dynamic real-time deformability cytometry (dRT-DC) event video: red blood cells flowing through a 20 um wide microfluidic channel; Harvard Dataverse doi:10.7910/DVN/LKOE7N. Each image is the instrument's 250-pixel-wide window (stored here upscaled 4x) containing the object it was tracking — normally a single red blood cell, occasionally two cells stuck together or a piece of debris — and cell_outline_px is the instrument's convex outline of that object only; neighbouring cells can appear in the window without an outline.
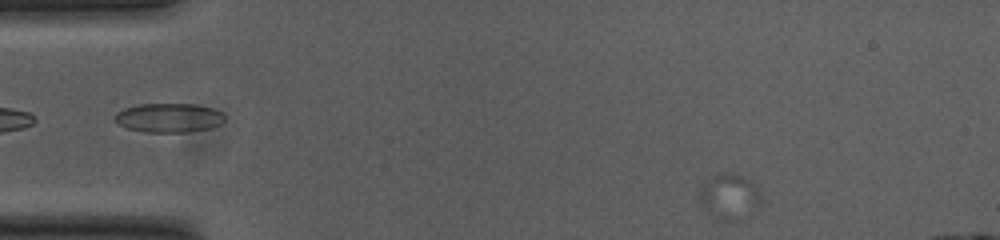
{"species": "common noctule bat (a hibernating species)", "species_latin": "Nyctalus noctula", "temperature_condition": "cold", "stored_images_in_passage": 17, "camera_frame_rate_fps": 3000, "um_per_image_px": 0.085, "animal": {"sex": "female", "body_mass_g": 23.0, "forearm_length_mm": 53.4}, "frame": {"image": 1, "passage_image": 5, "time_ms": 1.333, "image_size_px": [1000, 240], "cell_outline_px": [[764, 200], [732, 220], [720, 220], [712, 216], [700, 204], [696, 192], [700, 184], [704, 180], [712, 176], [744, 176], [752, 180]], "centroid_in_image_um": [61.89, 16.68], "position_along_channel_um": 23.1, "area_um2": 15.72}}